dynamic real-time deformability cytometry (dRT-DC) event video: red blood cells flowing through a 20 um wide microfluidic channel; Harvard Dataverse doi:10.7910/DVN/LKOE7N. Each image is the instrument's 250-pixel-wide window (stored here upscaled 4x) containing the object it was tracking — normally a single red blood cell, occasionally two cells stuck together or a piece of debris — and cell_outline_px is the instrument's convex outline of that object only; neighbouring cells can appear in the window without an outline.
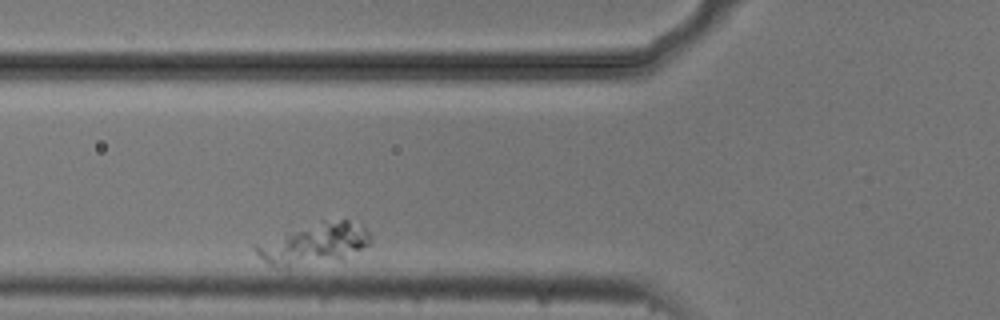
{"species": "common noctule bat (a hibernating species)", "species_latin": "Nyctalus noctula", "temperature_condition": "cold", "stored_images_in_passage": 32, "camera_frame_rate_fps": 3000, "um_per_image_px": 0.085, "animal": {"sex": "male", "body_mass_g": 20.5, "forearm_length_mm": 52.5}, "frame": {"image": 1, "passage_image": 5, "time_ms": 1.333, "image_size_px": [1000, 320], "cell_outline_px": [[372, 240], [368, 244], [340, 260], [288, 272], [276, 268], [268, 264], [252, 248], [252, 244], [324, 220], [348, 220], [364, 228], [368, 232]], "centroid_in_image_um": [26.6, 20.82], "position_along_channel_um": 99.2, "area_um2": 28.09}}
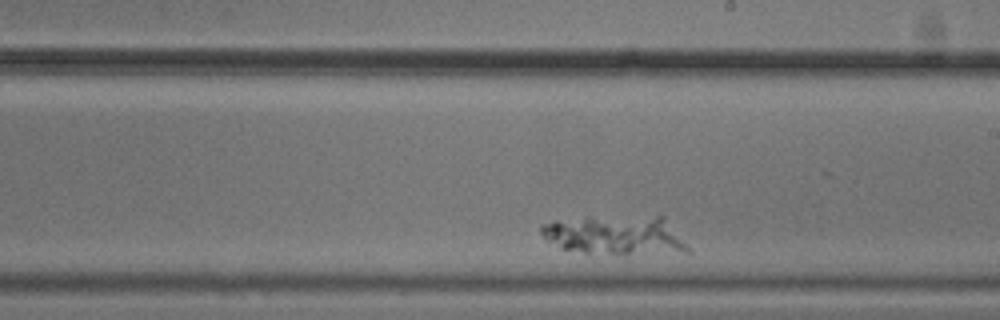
{"frame": {"image": 2, "passage_image": 19, "time_ms": 6.0, "image_size_px": [1000, 320], "cell_outline_px": [[692, 252], [584, 252], [564, 248], [544, 240], [540, 232], [540, 224], [556, 220], [588, 216], [664, 216]], "centroid_in_image_um": [52.23, 19.93], "position_along_channel_um": 236.8, "area_um2": 32.83}}
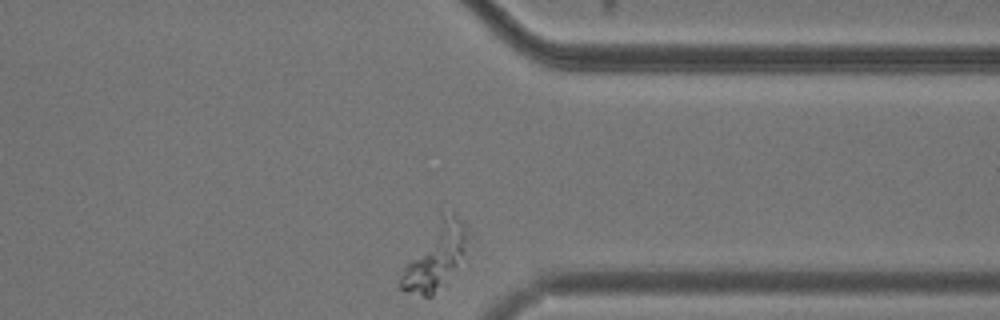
{"frame": {"image": 3, "passage_image": 32, "time_ms": 10.333, "image_size_px": [1000, 320], "cell_outline_px": [[468, 240], [456, 264], [432, 296], [424, 296], [400, 288], [400, 276], [404, 268], [444, 220], [452, 212], [456, 212], [468, 228]], "centroid_in_image_um": [37.05, 21.9], "position_along_channel_um": 374.4, "area_um2": 22.08}}